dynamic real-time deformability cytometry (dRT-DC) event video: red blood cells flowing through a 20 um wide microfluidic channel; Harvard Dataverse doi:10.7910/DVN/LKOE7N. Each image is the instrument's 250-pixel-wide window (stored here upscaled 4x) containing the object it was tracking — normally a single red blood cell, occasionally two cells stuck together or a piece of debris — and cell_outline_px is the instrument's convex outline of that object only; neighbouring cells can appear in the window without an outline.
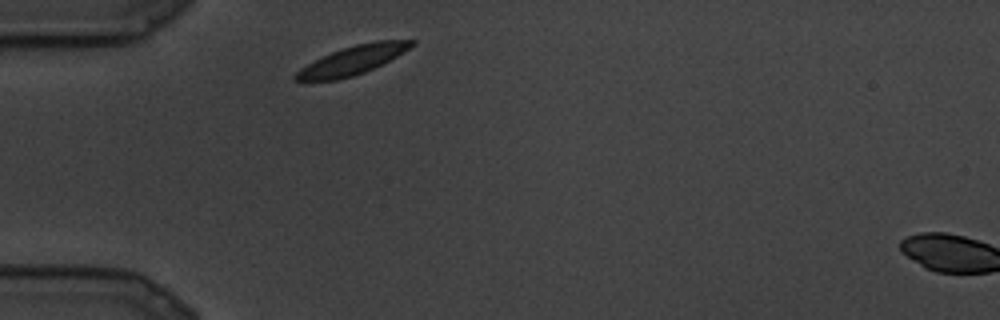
{"species": "common noctule bat (a hibernating species)", "species_latin": "Nyctalus noctula", "temperature_condition": "cold", "stored_images_in_passage": 2, "camera_frame_rate_fps": 3000, "um_per_image_px": 0.085, "animal": {"sex": "male", "body_mass_g": 19.5, "forearm_length_mm": 54.6}, "frame": {"image": 1, "passage_image": 1, "time_ms": 0.0, "image_size_px": [1000, 320], "cell_outline_px": [[416, 44], [396, 56], [364, 72], [352, 76], [336, 80], [292, 80], [292, 76], [300, 68], [340, 48], [356, 44], [376, 40], [416, 40]], "centroid_in_image_um": [29.96, 5.1], "position_along_channel_um": 55.0, "area_um2": 19.02}}